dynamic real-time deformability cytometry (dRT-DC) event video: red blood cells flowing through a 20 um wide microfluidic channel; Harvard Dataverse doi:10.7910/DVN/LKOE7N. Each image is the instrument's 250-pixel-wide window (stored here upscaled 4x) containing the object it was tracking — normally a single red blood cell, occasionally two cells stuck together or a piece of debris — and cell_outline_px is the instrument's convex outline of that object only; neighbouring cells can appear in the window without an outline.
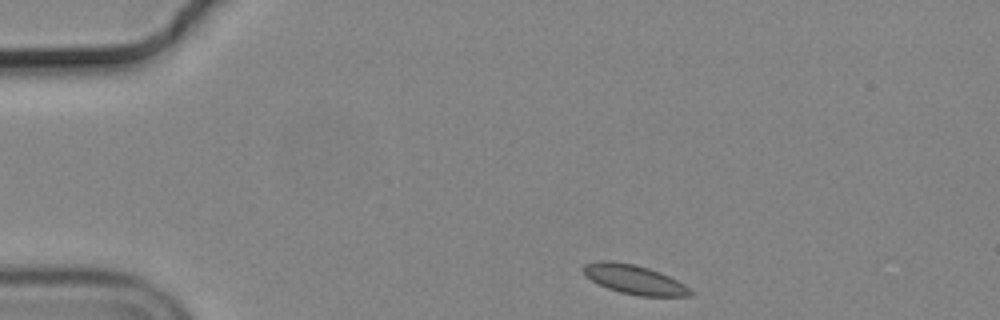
{"species": "common noctule bat (a hibernating species)", "species_latin": "Nyctalus noctula", "temperature_condition": "cold", "stored_images_in_passage": 41, "camera_frame_rate_fps": 3000, "um_per_image_px": 0.085, "animal": {"sex": "male", "body_mass_g": 19.2, "forearm_length_mm": 51.8}, "frame": {"image": 1, "passage_image": 1, "time_ms": 0.0, "image_size_px": [1000, 320], "cell_outline_px": [[692, 296], [640, 296], [620, 292], [608, 288], [584, 276], [580, 268], [584, 264], [596, 260], [612, 260], [636, 264], [660, 272], [684, 284], [692, 292]], "centroid_in_image_um": [53.84, 23.73], "position_along_channel_um": 31.2, "area_um2": 18.38}}
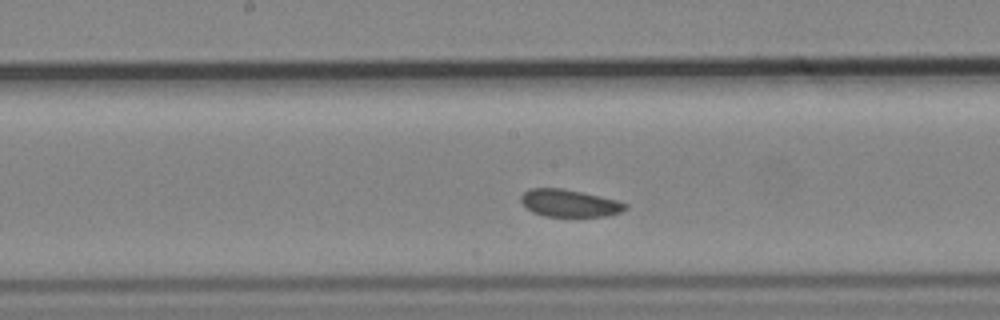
{"frame": {"image": 2, "passage_image": 20, "time_ms": 6.333, "image_size_px": [1000, 320], "cell_outline_px": [[628, 208], [620, 212], [608, 216], [544, 216], [532, 212], [520, 200], [520, 196], [528, 188], [564, 188], [620, 200], [628, 204]], "centroid_in_image_um": [48.43, 17.26], "position_along_channel_um": 199.8, "area_um2": 16.82}}
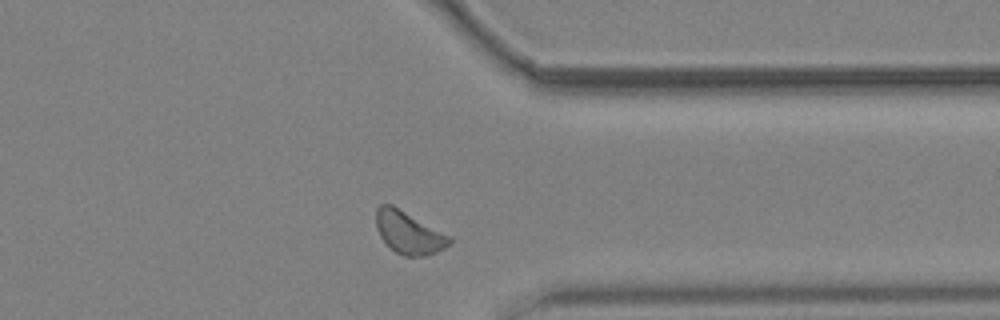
{"frame": {"image": 3, "passage_image": 35, "time_ms": 11.333, "image_size_px": [1000, 320], "cell_outline_px": [[452, 244], [436, 252], [424, 256], [404, 256], [396, 252], [380, 236], [376, 228], [376, 208], [380, 204], [392, 204], [452, 236]], "centroid_in_image_um": [34.77, 19.76], "position_along_channel_um": 376.6, "area_um2": 18.26}, "authors_computed_cell_mechanics": {"area_um2": 17.5712, "velocity_mm_per_s": 3.6169, "shape_relaxation_time_tau1_ms": null, "shape_relaxation_time_tau2_ms": 5.944, "deformation_change_tau1": null, "deformation_change_tau2": 0.0641}}